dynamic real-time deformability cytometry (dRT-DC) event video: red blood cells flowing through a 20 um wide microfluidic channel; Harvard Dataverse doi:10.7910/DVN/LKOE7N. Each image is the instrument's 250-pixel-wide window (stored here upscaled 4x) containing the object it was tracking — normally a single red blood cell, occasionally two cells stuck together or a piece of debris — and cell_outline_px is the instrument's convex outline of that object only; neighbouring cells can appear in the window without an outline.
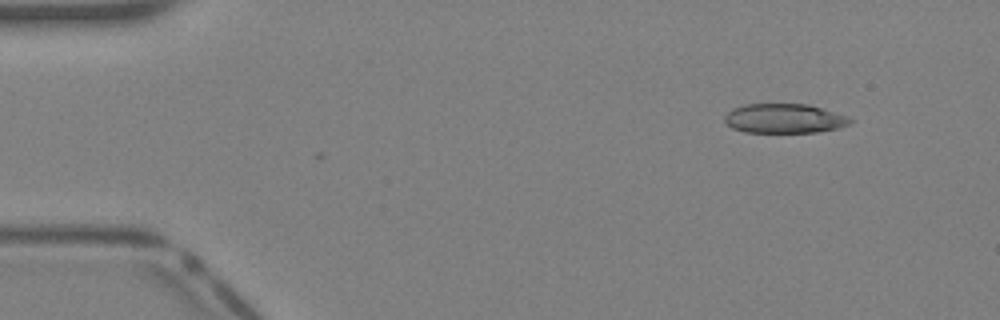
{"species": "Egyptian fruit bat (a non-hibernating species)", "species_latin": "Rousettus aegyptiacus", "temperature_condition": "warm", "stored_images_in_passage": 39, "camera_frame_rate_fps": 3000, "um_per_image_px": 0.085, "animal": {"sex": "female"}, "frame": {"image": 1, "passage_image": 3, "time_ms": 0.667, "image_size_px": [1000, 320], "cell_outline_px": [[856, 120], [848, 124], [836, 128], [816, 132], [744, 132], [732, 128], [724, 124], [724, 116], [732, 108], [744, 104], [808, 104], [848, 116]], "centroid_in_image_um": [66.63, 10.07], "position_along_channel_um": 18.4, "area_um2": 21.62}}
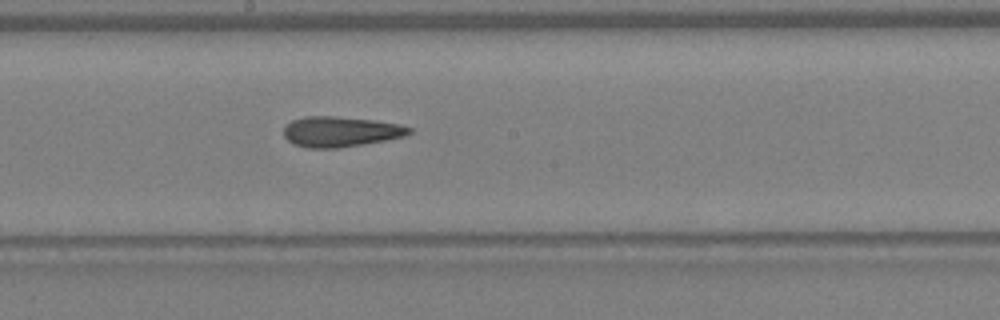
{"frame": {"image": 2, "passage_image": 21, "time_ms": 6.667, "image_size_px": [1000, 320], "cell_outline_px": [[412, 132], [404, 136], [364, 144], [336, 148], [308, 148], [292, 144], [284, 136], [284, 128], [292, 120], [304, 116], [336, 116], [376, 120], [400, 124], [412, 128]], "centroid_in_image_um": [28.94, 11.18], "position_along_channel_um": 219.3, "area_um2": 22.25}}
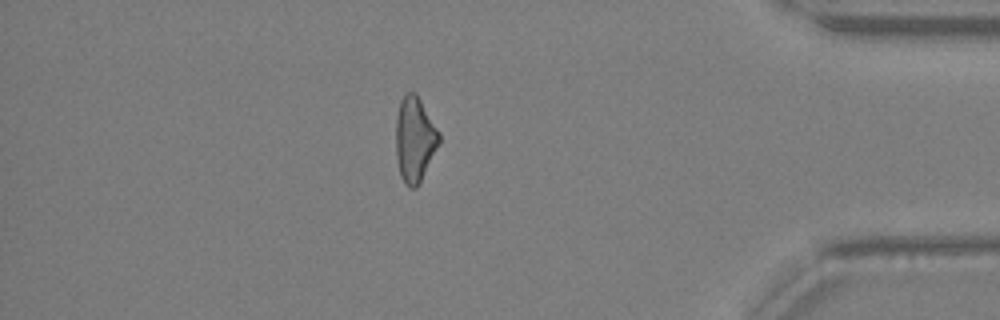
{"frame": {"image": 3, "passage_image": 34, "time_ms": 11.0, "image_size_px": [1000, 320], "cell_outline_px": [[440, 144], [416, 188], [408, 188], [404, 184], [400, 176], [396, 156], [396, 116], [400, 100], [404, 92], [416, 92], [440, 132]], "centroid_in_image_um": [35.24, 11.82], "position_along_channel_um": 400.0, "area_um2": 21.73}}